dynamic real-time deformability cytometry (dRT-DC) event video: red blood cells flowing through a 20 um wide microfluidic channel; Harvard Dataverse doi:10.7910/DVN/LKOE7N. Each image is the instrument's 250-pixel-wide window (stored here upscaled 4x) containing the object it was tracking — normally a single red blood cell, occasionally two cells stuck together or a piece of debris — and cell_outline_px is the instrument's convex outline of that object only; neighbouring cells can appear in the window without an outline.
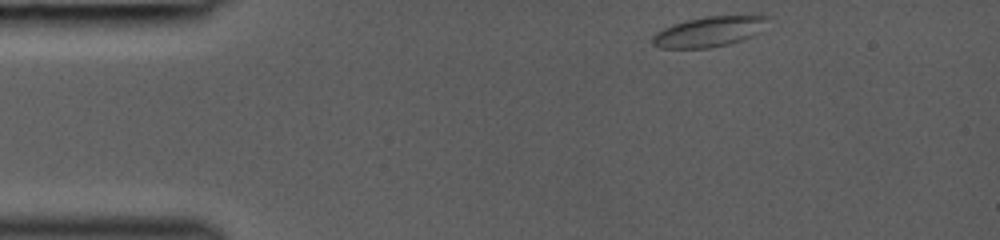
{"species": "common noctule bat (a hibernating species)", "species_latin": "Nyctalus noctula", "temperature_condition": "room temperature", "stored_images_in_passage": 35, "camera_frame_rate_fps": 3000, "um_per_image_px": 0.085, "animal": {"sex": "female", "body_mass_g": 19.0, "forearm_length_mm": 53.3}, "frame": {"image": 1, "passage_image": 1, "time_ms": 0.0, "image_size_px": [1000, 240], "cell_outline_px": [[768, 16], [760, 32], [752, 36], [728, 44], [712, 48], [660, 48], [652, 44], [652, 36], [656, 32], [672, 24], [704, 16], [752, 12], [756, 12]], "centroid_in_image_um": [60.34, 2.63], "position_along_channel_um": 24.7, "area_um2": 21.04}}
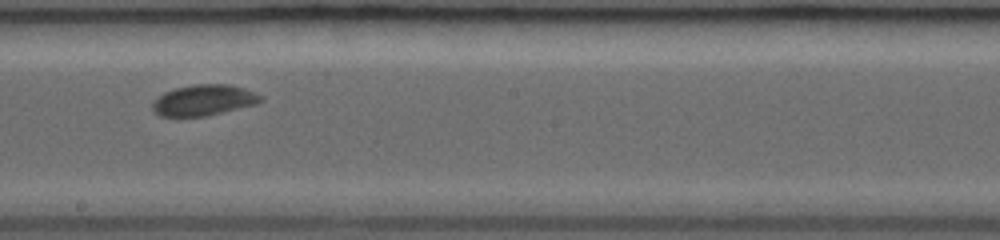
{"frame": {"image": 2, "passage_image": 20, "time_ms": 6.333, "image_size_px": [1000, 240], "cell_outline_px": [[264, 100], [256, 104], [208, 116], [160, 116], [152, 108], [152, 104], [164, 92], [176, 88], [196, 84], [228, 84], [244, 88], [264, 96]], "centroid_in_image_um": [17.37, 8.51], "position_along_channel_um": 230.8, "area_um2": 19.36}}
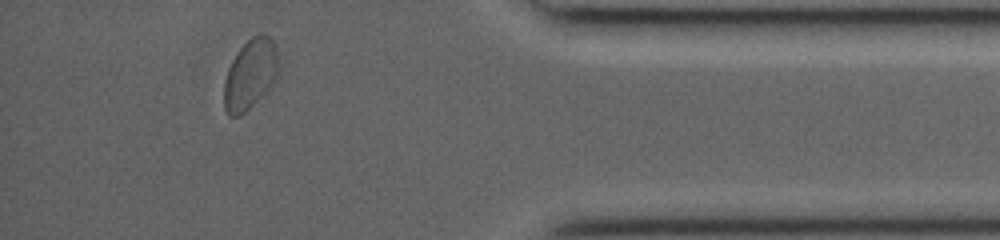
{"frame": {"image": 3, "passage_image": 34, "time_ms": 11.0, "image_size_px": [1000, 240], "cell_outline_px": [[276, 76], [272, 84], [244, 112], [236, 116], [228, 116], [224, 108], [224, 80], [228, 68], [236, 52], [252, 36], [260, 32], [268, 36], [272, 40], [276, 48]], "centroid_in_image_um": [21.22, 6.29], "position_along_channel_um": 414.0, "area_um2": 21.68}}